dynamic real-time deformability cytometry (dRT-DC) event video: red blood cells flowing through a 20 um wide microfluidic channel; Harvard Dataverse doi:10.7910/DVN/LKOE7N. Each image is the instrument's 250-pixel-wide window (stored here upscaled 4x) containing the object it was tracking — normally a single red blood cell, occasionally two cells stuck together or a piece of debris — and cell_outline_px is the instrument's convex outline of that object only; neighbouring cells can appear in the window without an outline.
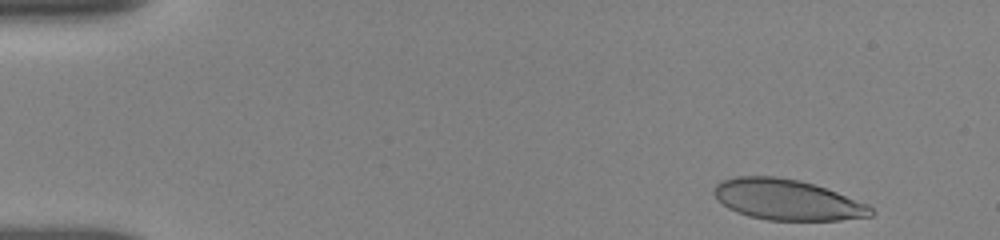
{"species": "human", "species_latin": "Homo sapiens", "temperature_condition": "room temperature", "stored_images_in_passage": 23, "camera_frame_rate_fps": 3000, "um_per_image_px": 0.085, "donor": {"sex": "female"}, "frame": {"image": 1, "passage_image": 1, "time_ms": 0.0, "image_size_px": [1000, 240], "cell_outline_px": [[876, 212], [872, 216], [840, 220], [768, 220], [748, 216], [736, 212], [728, 208], [716, 200], [712, 192], [716, 184], [720, 180], [736, 176], [776, 176], [800, 180], [836, 192], [868, 204]], "centroid_in_image_um": [66.86, 16.98], "position_along_channel_um": 18.1, "area_um2": 37.4}}
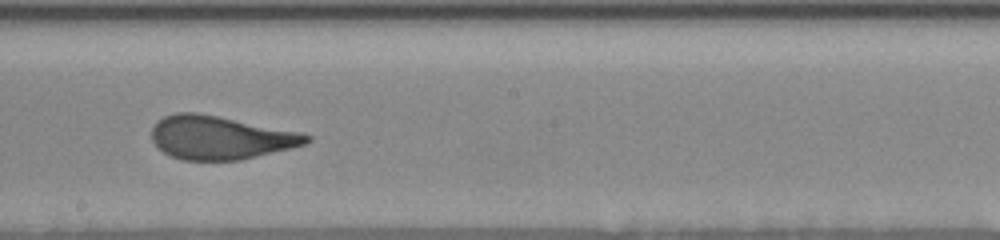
{"frame": {"image": 2, "passage_image": 13, "time_ms": 8.333, "image_size_px": [1000, 240], "cell_outline_px": [[312, 140], [304, 144], [292, 148], [240, 160], [180, 160], [164, 152], [152, 140], [152, 128], [156, 120], [164, 116], [176, 112], [196, 112], [300, 132], [312, 136]], "centroid_in_image_um": [18.71, 11.69], "position_along_channel_um": 229.5, "area_um2": 39.02}}
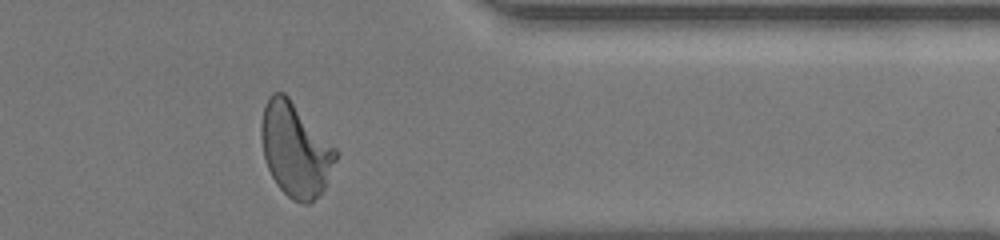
{"frame": {"image": 3, "passage_image": 22, "time_ms": 12.667, "image_size_px": [1000, 240], "cell_outline_px": [[340, 152], [324, 188], [308, 204], [300, 204], [292, 200], [276, 184], [268, 168], [264, 156], [260, 136], [260, 124], [264, 108], [268, 96], [272, 92], [284, 92], [288, 96]], "centroid_in_image_um": [25.1, 12.71], "position_along_channel_um": 386.3, "area_um2": 40.75}, "authors_computed_cell_mechanics": {"area_um2": 39.4774, "velocity_mm_per_s": 3.8378, "shape_relaxation_time_tau1_ms": 5.2422, "shape_relaxation_time_tau2_ms": null, "deformation_change_tau1": 0.2113, "deformation_change_tau2": null}}